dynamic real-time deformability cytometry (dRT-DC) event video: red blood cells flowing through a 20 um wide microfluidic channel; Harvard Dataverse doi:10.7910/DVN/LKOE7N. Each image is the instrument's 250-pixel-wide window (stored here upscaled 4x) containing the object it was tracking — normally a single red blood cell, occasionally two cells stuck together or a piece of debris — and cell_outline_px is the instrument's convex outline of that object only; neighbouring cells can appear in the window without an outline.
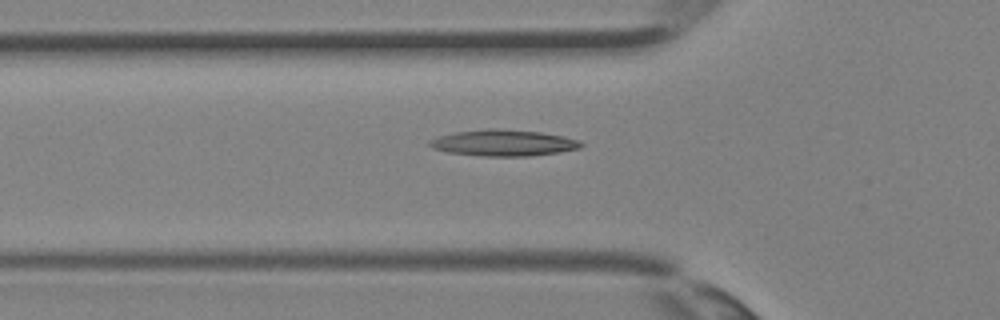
{"species": "Egyptian fruit bat (a non-hibernating species)", "species_latin": "Rousettus aegyptiacus", "temperature_condition": "room temperature", "stored_images_in_passage": 22, "camera_frame_rate_fps": 3000, "um_per_image_px": 0.085, "animal": {"sex": "female"}, "frame": {"image": 1, "passage_image": 3, "time_ms": 0.667, "image_size_px": [1000, 320], "cell_outline_px": [[584, 144], [580, 148], [560, 152], [528, 156], [480, 156], [448, 152], [432, 148], [428, 144], [428, 140], [440, 136], [456, 132], [488, 128], [492, 128], [540, 132], [564, 136], [580, 140]], "centroid_in_image_um": [42.81, 12.15], "position_along_channel_um": 83.0, "area_um2": 23.18}}
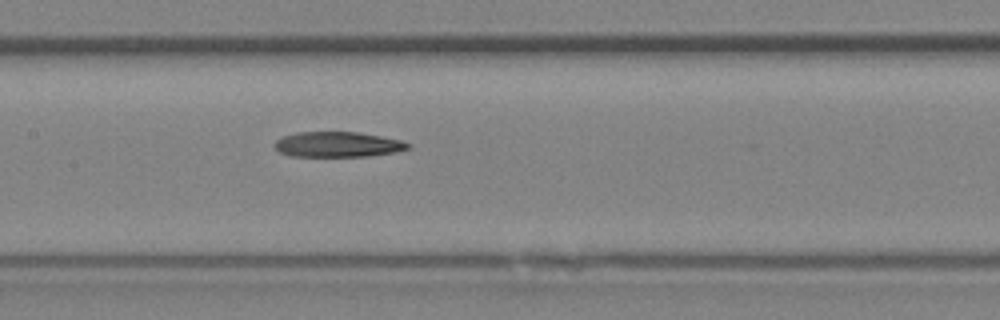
{"frame": {"image": 2, "passage_image": 8, "time_ms": 2.333, "image_size_px": [1000, 320], "cell_outline_px": [[412, 148], [396, 152], [364, 156], [292, 156], [280, 152], [272, 144], [280, 136], [296, 132], [356, 132], [380, 136], [400, 140], [412, 144]], "centroid_in_image_um": [28.69, 12.27], "position_along_channel_um": 178.7, "area_um2": 19.71}}
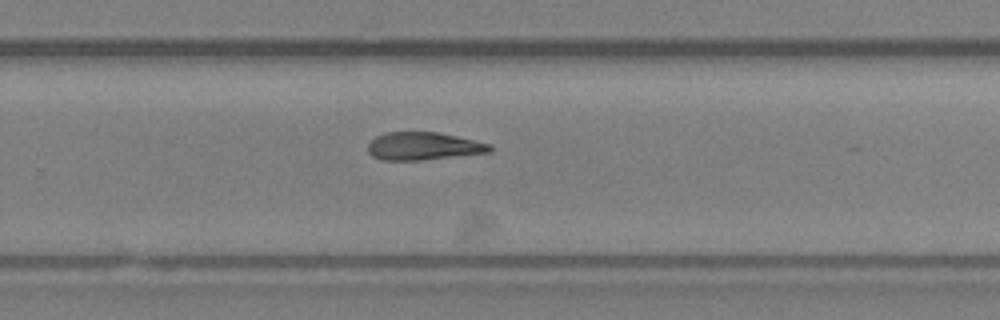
{"frame": {"image": 3, "passage_image": 14, "time_ms": 4.333, "image_size_px": [1000, 320], "cell_outline_px": [[492, 152], [420, 160], [380, 160], [372, 156], [368, 152], [368, 144], [376, 136], [384, 132], [436, 132], [456, 136], [492, 144]], "centroid_in_image_um": [35.98, 12.42], "position_along_channel_um": 293.8, "area_um2": 19.77}}